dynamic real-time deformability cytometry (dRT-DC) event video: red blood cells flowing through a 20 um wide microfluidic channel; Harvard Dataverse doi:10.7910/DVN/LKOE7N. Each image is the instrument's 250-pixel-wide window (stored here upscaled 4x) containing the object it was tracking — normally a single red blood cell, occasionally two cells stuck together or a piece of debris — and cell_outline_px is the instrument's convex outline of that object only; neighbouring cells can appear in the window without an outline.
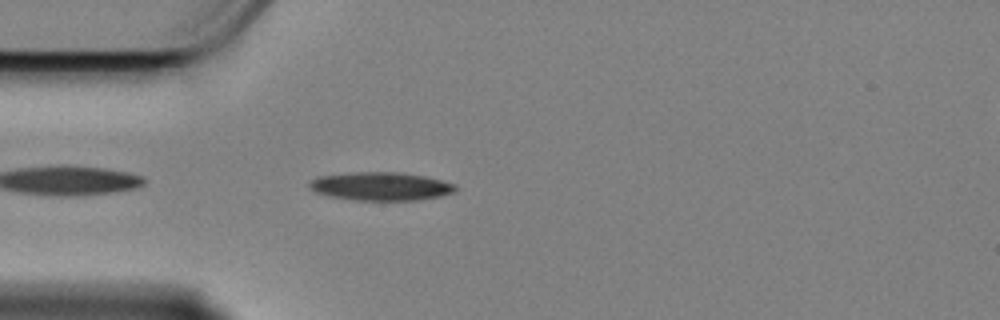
{"species": "Egyptian fruit bat (a non-hibernating species)", "species_latin": "Rousettus aegyptiacus", "temperature_condition": "cold", "stored_images_in_passage": 29, "camera_frame_rate_fps": 3000, "um_per_image_px": 0.085, "animal": {"sex": "female"}, "frame": {"image": 1, "passage_image": 3, "time_ms": 0.667, "image_size_px": [1000, 320], "cell_outline_px": [[456, 192], [440, 196], [416, 200], [356, 200], [332, 196], [316, 192], [308, 184], [316, 176], [356, 172], [396, 172], [424, 176], [456, 184]], "centroid_in_image_um": [32.39, 15.83], "position_along_channel_um": 52.6, "area_um2": 23.87}}
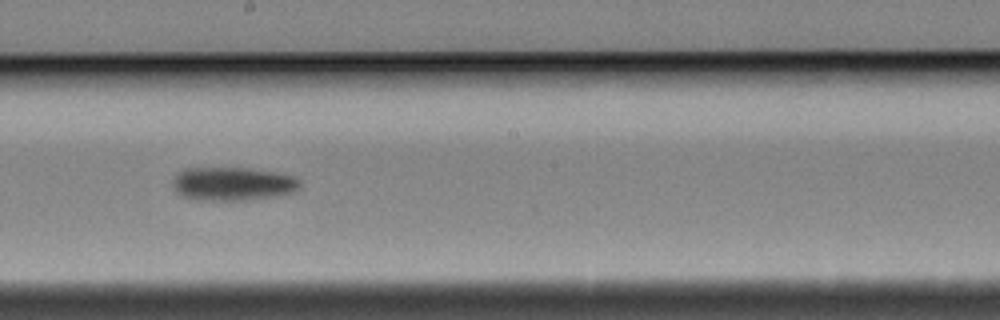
{"frame": {"image": 2, "passage_image": 19, "time_ms": 6.0, "image_size_px": [1000, 320], "cell_outline_px": [[300, 188], [296, 192], [276, 196], [252, 200], [192, 200], [180, 196], [176, 192], [172, 184], [176, 176], [184, 168], [248, 168], [276, 172], [292, 176], [300, 180]], "centroid_in_image_um": [19.79, 15.64], "position_along_channel_um": 228.4, "area_um2": 25.14}}
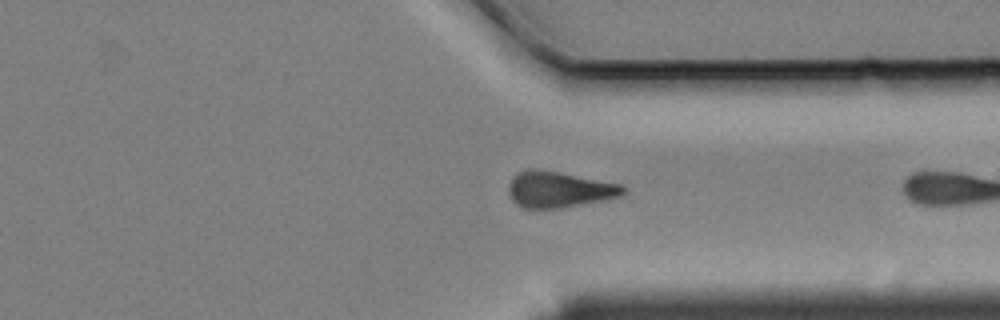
{"frame": {"image": 3, "passage_image": 28, "time_ms": 9.0, "image_size_px": [1000, 320], "cell_outline_px": [[628, 192], [620, 196], [604, 200], [560, 208], [524, 208], [516, 204], [512, 200], [508, 192], [508, 184], [512, 176], [520, 172], [536, 168], [560, 172], [624, 184], [628, 188]], "centroid_in_image_um": [47.56, 16.1], "position_along_channel_um": 363.8, "area_um2": 24.39}}